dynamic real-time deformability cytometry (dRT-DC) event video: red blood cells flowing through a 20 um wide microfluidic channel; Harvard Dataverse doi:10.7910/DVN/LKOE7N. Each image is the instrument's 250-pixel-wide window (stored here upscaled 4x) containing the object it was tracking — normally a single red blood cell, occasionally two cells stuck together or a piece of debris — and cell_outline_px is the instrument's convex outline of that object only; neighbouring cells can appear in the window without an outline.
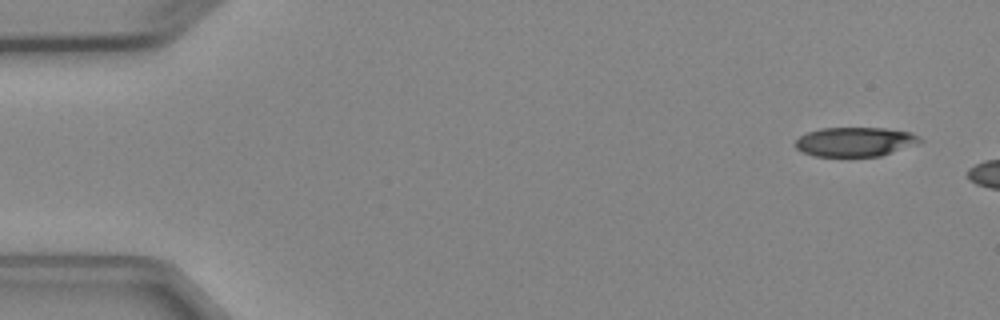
{"species": "Egyptian fruit bat (a non-hibernating species)", "species_latin": "Rousettus aegyptiacus", "temperature_condition": "cold", "stored_images_in_passage": 2, "camera_frame_rate_fps": 3000, "um_per_image_px": 0.085, "animal": {"sex": "female"}, "frame": {"image": 1, "passage_image": 1, "time_ms": 0.0, "image_size_px": [1000, 320], "cell_outline_px": [[924, 140], [920, 144], [880, 156], [816, 156], [804, 152], [796, 148], [796, 140], [800, 136], [808, 132], [820, 128], [884, 128], [912, 132], [920, 136]], "centroid_in_image_um": [72.76, 12.05], "position_along_channel_um": 12.2, "area_um2": 21.39}}